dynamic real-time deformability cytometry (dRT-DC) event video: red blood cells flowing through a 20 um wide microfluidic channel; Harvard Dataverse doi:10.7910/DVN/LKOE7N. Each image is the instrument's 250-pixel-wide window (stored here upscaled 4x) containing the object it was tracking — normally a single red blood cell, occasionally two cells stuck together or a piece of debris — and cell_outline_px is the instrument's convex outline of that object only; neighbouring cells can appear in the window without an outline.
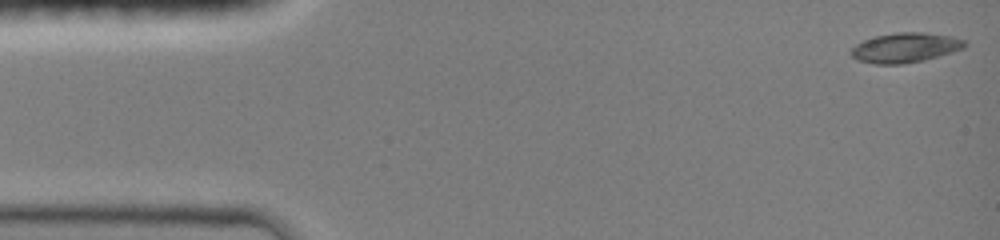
{"species": "common noctule bat (a hibernating species)", "species_latin": "Nyctalus noctula", "temperature_condition": "room temperature", "stored_images_in_passage": 18, "camera_frame_rate_fps": 3000, "um_per_image_px": 0.085, "animal": {"sex": "female", "body_mass_g": 19.0, "forearm_length_mm": 51.5}, "frame": {"image": 1, "passage_image": 1, "time_ms": 0.0, "image_size_px": [1000, 240], "cell_outline_px": [[968, 44], [964, 48], [952, 52], [924, 60], [900, 64], [876, 64], [856, 60], [848, 52], [856, 44], [864, 40], [876, 36], [896, 32], [924, 32], [952, 36], [964, 40]], "centroid_in_image_um": [76.94, 4.05], "position_along_channel_um": 8.1, "area_um2": 19.77}}
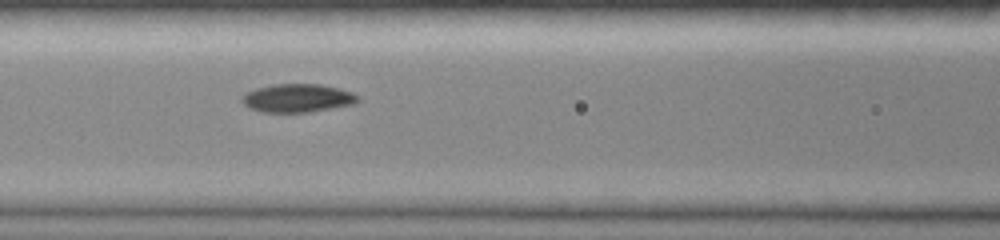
{"frame": {"image": 2, "passage_image": 11, "time_ms": 6.0, "image_size_px": [1000, 240], "cell_outline_px": [[360, 100], [356, 104], [308, 112], [264, 112], [252, 108], [244, 104], [240, 100], [240, 96], [244, 92], [256, 88], [272, 84], [320, 84], [352, 92], [360, 96]], "centroid_in_image_um": [25.29, 8.33], "position_along_channel_um": 141.3, "area_um2": 19.25}}
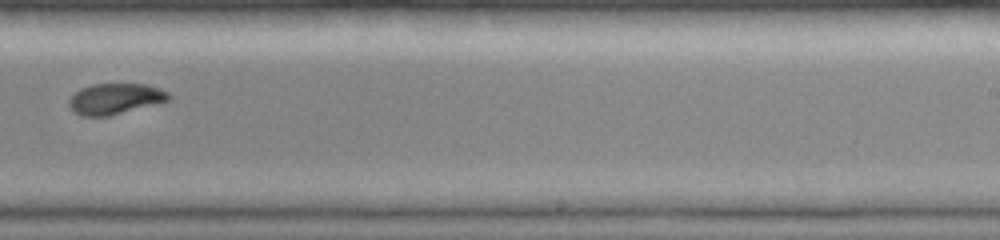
{"frame": {"image": 3, "passage_image": 18, "time_ms": 9.333, "image_size_px": [1000, 240], "cell_outline_px": [[172, 96], [168, 100], [108, 116], [80, 116], [68, 104], [68, 100], [80, 88], [92, 84], [144, 84], [160, 88], [168, 92]], "centroid_in_image_um": [9.77, 8.38], "position_along_channel_um": 279.2, "area_um2": 17.63}}